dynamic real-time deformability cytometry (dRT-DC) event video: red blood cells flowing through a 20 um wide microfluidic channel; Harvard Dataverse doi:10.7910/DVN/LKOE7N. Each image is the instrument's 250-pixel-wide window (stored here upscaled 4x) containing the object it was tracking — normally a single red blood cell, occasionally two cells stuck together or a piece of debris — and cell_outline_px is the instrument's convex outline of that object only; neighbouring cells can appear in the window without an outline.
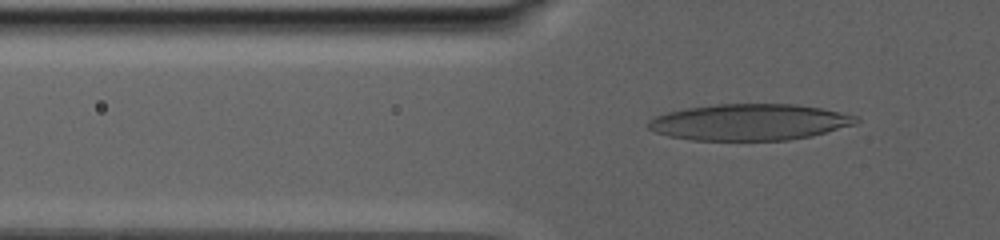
{"species": "human", "species_latin": "Homo sapiens", "temperature_condition": "warm", "stored_images_in_passage": 109, "camera_frame_rate_fps": 3000, "um_per_image_px": 0.085, "donor": {"sex": "male"}, "frame": {"image": 1, "passage_image": 46, "time_ms": 9.333, "image_size_px": [1000, 240], "cell_outline_px": [[860, 120], [856, 124], [812, 136], [788, 140], [692, 140], [668, 136], [656, 132], [648, 128], [648, 120], [656, 116], [668, 112], [684, 108], [716, 104], [796, 104], [820, 108], [860, 116]], "centroid_in_image_um": [63.73, 10.38], "position_along_channel_um": 62.1, "area_um2": 44.16}}
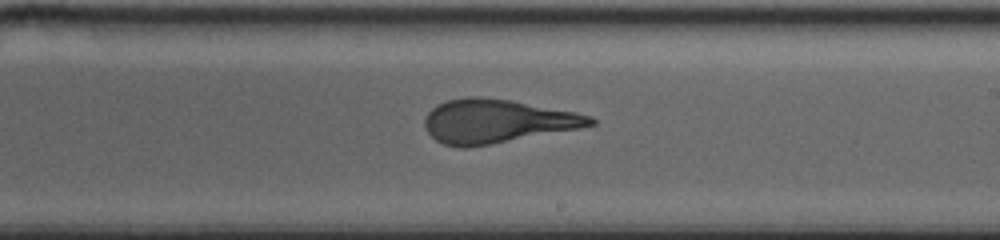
{"frame": {"image": 2, "passage_image": 68, "time_ms": 16.667, "image_size_px": [1000, 240], "cell_outline_px": [[596, 124], [580, 128], [468, 148], [460, 148], [444, 144], [436, 140], [428, 132], [424, 124], [424, 120], [428, 112], [436, 104], [448, 100], [468, 96], [480, 96], [512, 100], [576, 112], [592, 116], [596, 120]], "centroid_in_image_um": [42.23, 10.29], "position_along_channel_um": 246.8, "area_um2": 42.25}}
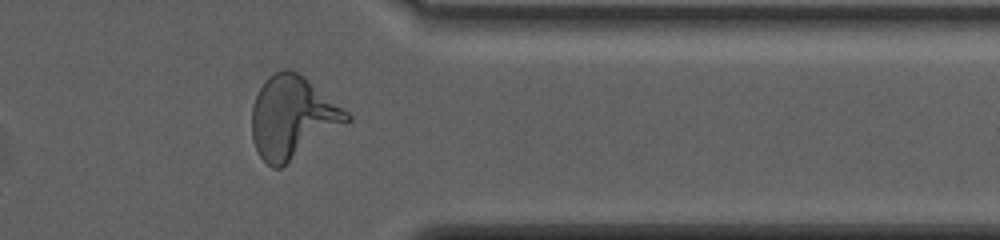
{"frame": {"image": 3, "passage_image": 92, "time_ms": 22.0, "image_size_px": [1000, 240], "cell_outline_px": [[352, 120], [280, 168], [272, 168], [260, 156], [252, 140], [252, 104], [264, 80], [268, 76], [284, 68], [292, 68], [304, 76], [348, 112], [352, 116]], "centroid_in_image_um": [24.85, 9.95], "position_along_channel_um": 386.6, "area_um2": 45.32}, "authors_computed_cell_mechanics": {"area_um2": 44.0436, "velocity_mm_per_s": 2.6993, "shape_relaxation_time_tau1_ms": null, "shape_relaxation_time_tau2_ms": 1.5687, "deformation_change_tau1": null, "deformation_change_tau2": 0.1174}}